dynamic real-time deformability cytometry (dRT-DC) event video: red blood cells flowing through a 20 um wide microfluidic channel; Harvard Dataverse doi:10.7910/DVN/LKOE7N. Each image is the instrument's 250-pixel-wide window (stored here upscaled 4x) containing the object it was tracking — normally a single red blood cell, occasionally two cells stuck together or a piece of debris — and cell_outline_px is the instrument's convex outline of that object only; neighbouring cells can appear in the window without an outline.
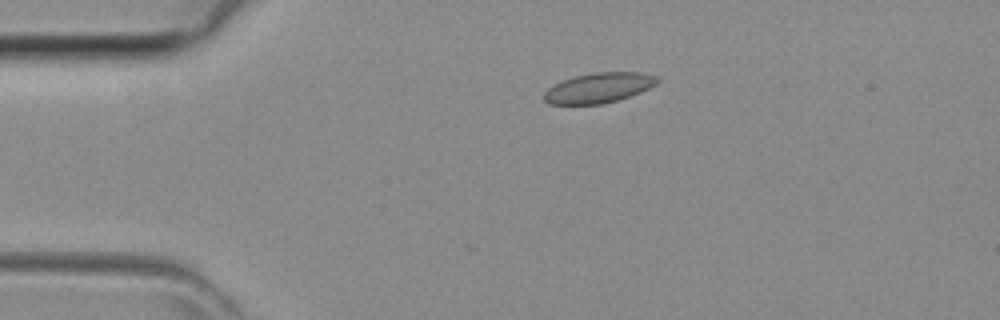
{"species": "common noctule bat (a hibernating species)", "species_latin": "Nyctalus noctula", "temperature_condition": "room temperature", "stored_images_in_passage": 19, "camera_frame_rate_fps": 3000, "um_per_image_px": 0.085, "animal": {"sex": "female", "body_mass_g": 29.2, "forearm_length_mm": 56.3}, "frame": {"image": 1, "passage_image": 10, "time_ms": 3.0, "image_size_px": [1000, 320], "cell_outline_px": [[660, 80], [656, 84], [640, 92], [604, 104], [548, 104], [544, 100], [544, 92], [548, 88], [564, 80], [576, 76], [596, 72], [640, 72], [656, 76]], "centroid_in_image_um": [50.89, 7.46], "position_along_channel_um": 34.1, "area_um2": 19.59}}
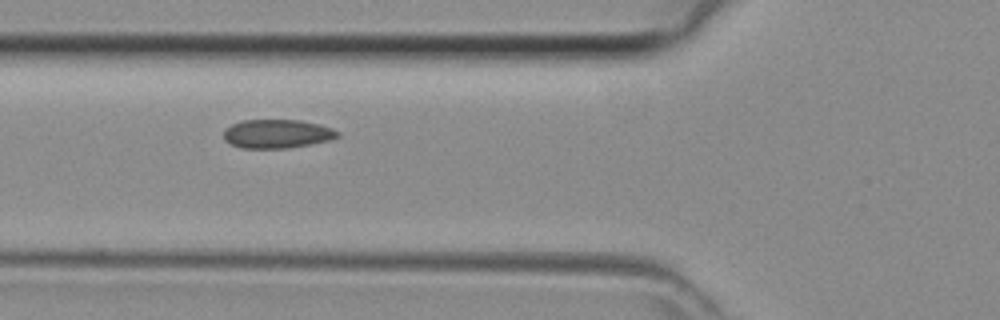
{"frame": {"image": 2, "passage_image": 17, "time_ms": 5.333, "image_size_px": [1000, 320], "cell_outline_px": [[340, 136], [328, 140], [288, 148], [240, 148], [224, 140], [224, 128], [240, 120], [300, 120], [320, 124], [332, 128], [340, 132]], "centroid_in_image_um": [23.53, 11.36], "position_along_channel_um": 102.3, "area_um2": 19.13}}
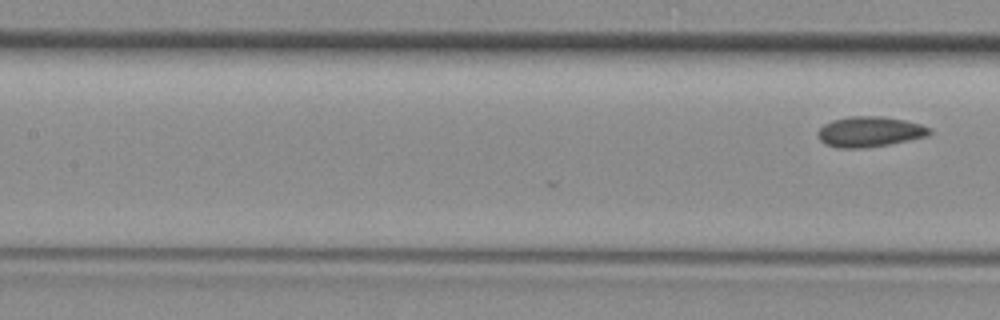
{"frame": {"image": 3, "passage_image": 19, "time_ms": 6.0, "image_size_px": [1000, 320], "cell_outline_px": [[932, 132], [928, 136], [888, 144], [860, 148], [840, 148], [824, 144], [820, 140], [816, 132], [824, 124], [832, 120], [848, 116], [884, 116], [904, 120], [920, 124], [932, 128]], "centroid_in_image_um": [73.91, 11.18], "position_along_channel_um": 133.5, "area_um2": 19.83}}